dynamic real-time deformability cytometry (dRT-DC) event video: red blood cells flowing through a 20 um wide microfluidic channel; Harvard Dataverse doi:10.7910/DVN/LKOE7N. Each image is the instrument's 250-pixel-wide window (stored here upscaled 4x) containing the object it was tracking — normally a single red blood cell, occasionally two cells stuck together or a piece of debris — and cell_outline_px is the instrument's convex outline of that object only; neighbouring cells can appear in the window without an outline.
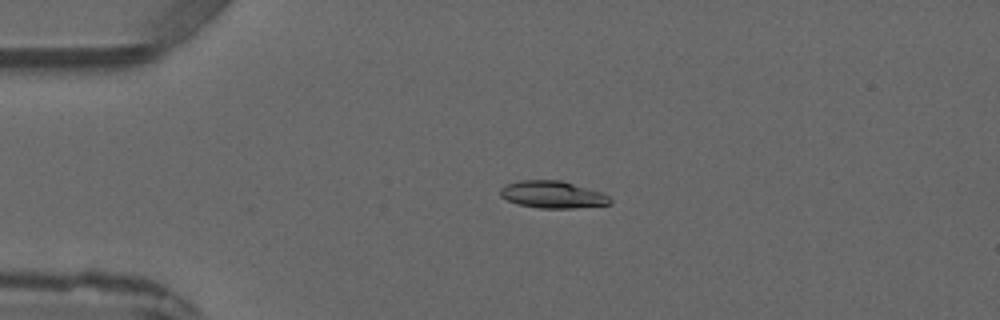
{"species": "common noctule bat (a hibernating species)", "species_latin": "Nyctalus noctula", "temperature_condition": "warm", "stored_images_in_passage": 5, "camera_frame_rate_fps": 3000, "um_per_image_px": 0.085, "animal": {"sex": "male", "forearm_length_mm": 52.5}, "frame": {"image": 1, "passage_image": 3, "time_ms": 3.333, "image_size_px": [1000, 320], "cell_outline_px": [[612, 204], [572, 208], [540, 208], [516, 204], [500, 196], [500, 188], [508, 184], [520, 180], [560, 180], [600, 192], [608, 196], [612, 200]], "centroid_in_image_um": [46.95, 16.54], "position_along_channel_um": 38.0, "area_um2": 17.22}}
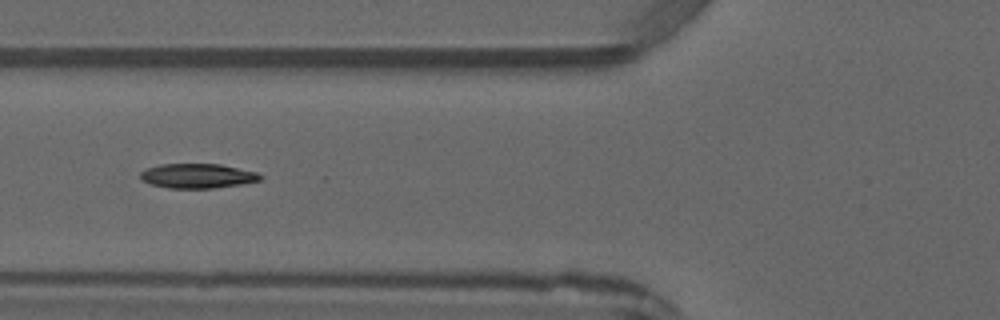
{"frame": {"image": 2, "passage_image": 5, "time_ms": 5.667, "image_size_px": [1000, 320], "cell_outline_px": [[264, 176], [260, 180], [244, 184], [212, 188], [168, 188], [152, 184], [144, 180], [140, 176], [140, 172], [148, 168], [160, 164], [220, 164], [256, 172]], "centroid_in_image_um": [16.83, 14.95], "position_along_channel_um": 109.0, "area_um2": 17.05}}